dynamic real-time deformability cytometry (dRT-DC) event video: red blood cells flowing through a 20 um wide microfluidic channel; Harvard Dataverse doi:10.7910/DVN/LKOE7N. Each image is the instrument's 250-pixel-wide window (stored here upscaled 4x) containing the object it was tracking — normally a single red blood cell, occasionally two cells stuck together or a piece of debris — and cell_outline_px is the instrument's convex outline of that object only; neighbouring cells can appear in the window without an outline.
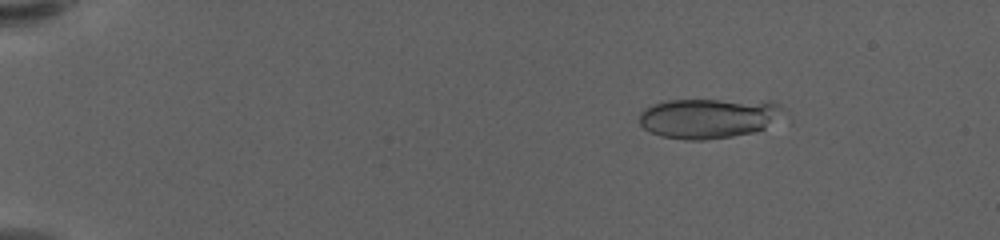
{"species": "human", "species_latin": "Homo sapiens", "temperature_condition": "warm", "stored_images_in_passage": 18, "camera_frame_rate_fps": 3000, "um_per_image_px": 0.085, "donor": {"sex": "female"}, "frame": {"image": 1, "passage_image": 4, "time_ms": 1.0, "image_size_px": [1000, 240], "cell_outline_px": [[780, 108], [764, 128], [756, 132], [732, 136], [704, 140], [684, 140], [660, 136], [644, 128], [640, 124], [640, 112], [644, 108], [652, 104], [668, 100], [768, 100], [776, 104]], "centroid_in_image_um": [60.09, 10.04], "position_along_channel_um": 24.9, "area_um2": 33.06}}
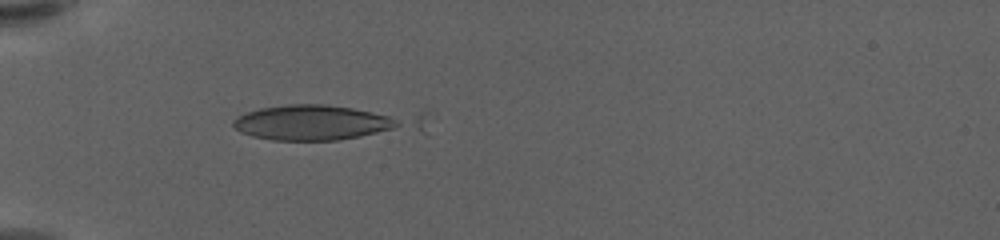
{"frame": {"image": 2, "passage_image": 15, "time_ms": 4.667, "image_size_px": [1000, 240], "cell_outline_px": [[400, 124], [392, 128], [360, 136], [336, 140], [272, 140], [252, 136], [240, 132], [232, 124], [232, 120], [236, 116], [260, 108], [288, 104], [328, 104], [352, 108], [372, 112], [388, 116], [396, 120]], "centroid_in_image_um": [26.44, 10.41], "position_along_channel_um": 58.6, "area_um2": 33.29}}